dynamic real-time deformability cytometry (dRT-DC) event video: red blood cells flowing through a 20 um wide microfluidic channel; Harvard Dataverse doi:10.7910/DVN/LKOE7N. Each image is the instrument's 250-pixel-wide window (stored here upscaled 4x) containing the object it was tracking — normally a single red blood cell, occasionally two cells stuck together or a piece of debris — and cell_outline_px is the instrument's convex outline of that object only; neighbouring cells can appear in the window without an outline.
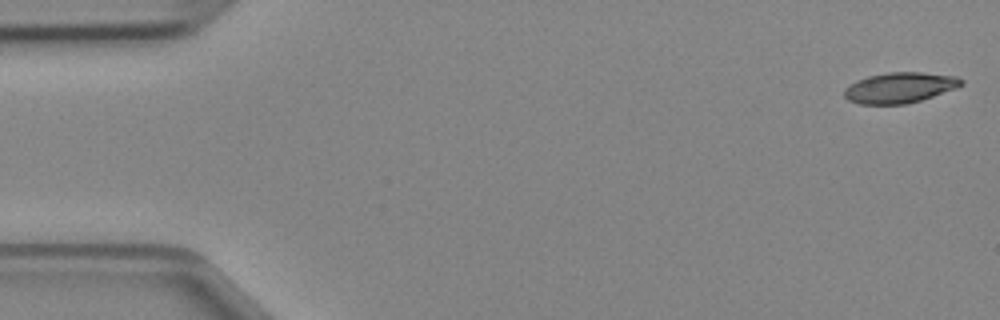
{"species": "Egyptian fruit bat (a non-hibernating species)", "species_latin": "Rousettus aegyptiacus", "temperature_condition": "cold", "stored_images_in_passage": 47, "camera_frame_rate_fps": 3000, "um_per_image_px": 0.085, "animal": {"sex": "female"}, "frame": {"image": 1, "passage_image": 1, "time_ms": 0.0, "image_size_px": [1000, 320], "cell_outline_px": [[964, 84], [956, 88], [920, 100], [904, 104], [860, 104], [848, 100], [844, 96], [844, 88], [848, 84], [856, 80], [868, 76], [888, 72], [920, 72], [956, 76], [964, 80]], "centroid_in_image_um": [76.45, 7.44], "position_along_channel_um": 8.5, "area_um2": 20.87}}
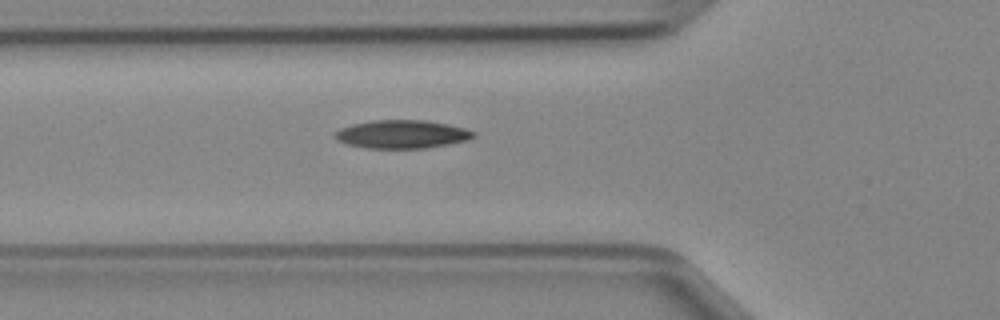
{"frame": {"image": 2, "passage_image": 16, "time_ms": 5.0, "image_size_px": [1000, 320], "cell_outline_px": [[476, 136], [468, 140], [428, 148], [364, 148], [348, 144], [336, 140], [336, 132], [340, 128], [352, 124], [372, 120], [424, 120], [448, 124], [464, 128], [476, 132]], "centroid_in_image_um": [34.19, 11.41], "position_along_channel_um": 91.6, "area_um2": 22.83}}
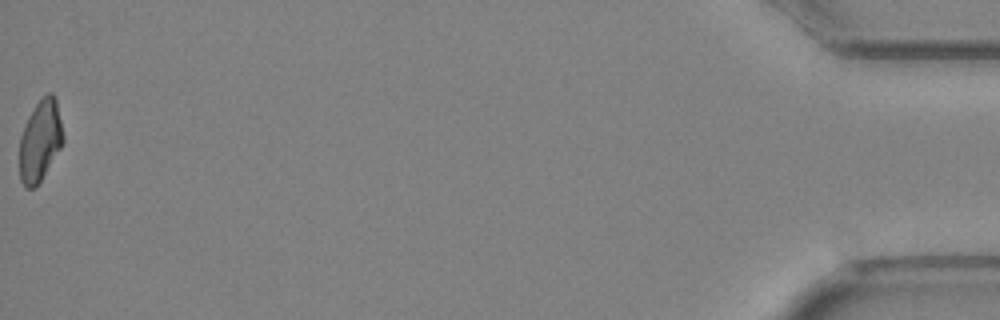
{"frame": {"image": 3, "passage_image": 47, "time_ms": 15.333, "image_size_px": [1000, 320], "cell_outline_px": [[64, 140], [60, 148], [36, 188], [28, 188], [20, 180], [20, 136], [28, 116], [36, 104], [48, 92], [52, 92], [56, 100], [64, 136]], "centroid_in_image_um": [3.41, 11.96], "position_along_channel_um": 431.8, "area_um2": 20.4}}